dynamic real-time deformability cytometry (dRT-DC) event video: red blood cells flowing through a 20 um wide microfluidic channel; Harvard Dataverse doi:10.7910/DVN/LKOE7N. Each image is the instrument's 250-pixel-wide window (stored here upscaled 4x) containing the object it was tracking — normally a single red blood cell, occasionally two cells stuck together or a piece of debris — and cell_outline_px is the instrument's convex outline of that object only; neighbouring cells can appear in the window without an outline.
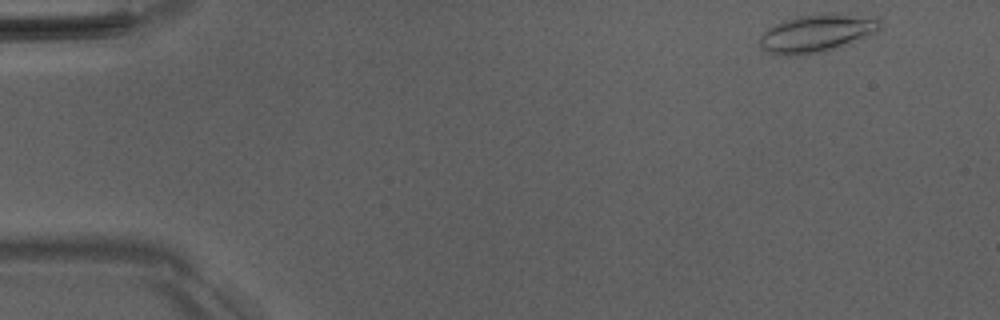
{"species": "Egyptian fruit bat (a non-hibernating species)", "species_latin": "Rousettus aegyptiacus", "temperature_condition": "room temperature", "stored_images_in_passage": 49, "camera_frame_rate_fps": 3000, "um_per_image_px": 0.085, "animal": {"sex": "male"}, "frame": {"image": 1, "passage_image": 2, "time_ms": 0.333, "image_size_px": [1000, 320], "cell_outline_px": [[880, 28], [876, 32], [840, 48], [824, 52], [800, 56], [788, 56], [768, 52], [760, 44], [760, 36], [768, 28], [784, 20], [800, 16], [832, 12], [876, 16], [880, 20]], "centroid_in_image_um": [69.49, 2.82], "position_along_channel_um": 15.5, "area_um2": 26.93}}
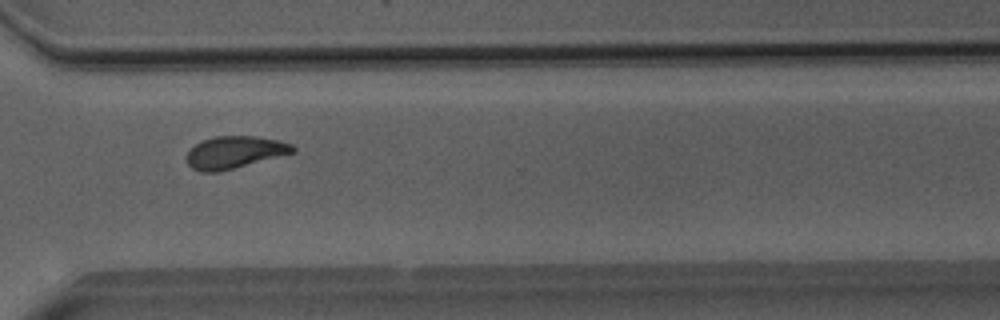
{"frame": {"image": 2, "passage_image": 36, "time_ms": 11.667, "image_size_px": [1000, 320], "cell_outline_px": [[296, 152], [216, 172], [200, 172], [192, 168], [188, 164], [188, 148], [200, 140], [212, 136], [256, 136], [280, 140], [292, 144], [296, 148]], "centroid_in_image_um": [19.93, 12.92], "position_along_channel_um": 350.7, "area_um2": 20.0}}
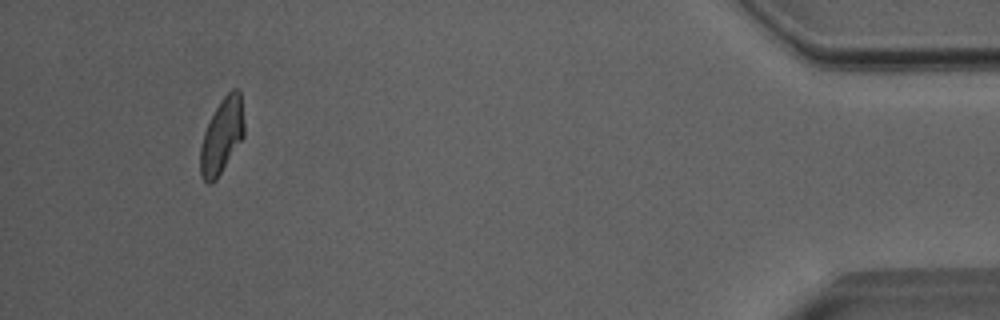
{"frame": {"image": 3, "passage_image": 46, "time_ms": 15.0, "image_size_px": [1000, 320], "cell_outline_px": [[244, 136], [216, 180], [212, 184], [208, 184], [200, 176], [200, 148], [204, 132], [220, 100], [232, 88], [240, 88], [244, 120]], "centroid_in_image_um": [18.87, 11.55], "position_along_channel_um": 416.3, "area_um2": 19.25}, "authors_computed_cell_mechanics": {"area_um2": 20.23, "velocity_mm_per_s": 4.0232, "shape_relaxation_time_tau1_ms": null, "shape_relaxation_time_tau2_ms": 4.7607, "deformation_change_tau1": null, "deformation_change_tau2": 0.1257}}